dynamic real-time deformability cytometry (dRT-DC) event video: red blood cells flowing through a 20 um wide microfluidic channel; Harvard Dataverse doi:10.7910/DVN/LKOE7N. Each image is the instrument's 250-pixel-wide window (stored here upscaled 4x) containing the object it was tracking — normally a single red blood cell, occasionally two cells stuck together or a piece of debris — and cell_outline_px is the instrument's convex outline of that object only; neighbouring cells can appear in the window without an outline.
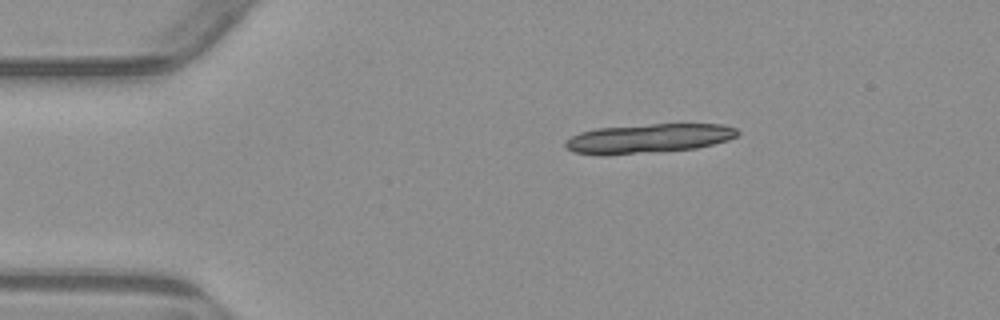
{"species": "common noctule bat (a hibernating species)", "species_latin": "Nyctalus noctula", "temperature_condition": "warm", "stored_images_in_passage": 3, "camera_frame_rate_fps": 3000, "um_per_image_px": 0.085, "animal": {"sex": "male", "body_mass_g": 23.1, "forearm_length_mm": 52.7}, "frame": {"image": 1, "passage_image": 1, "time_ms": 0.0, "image_size_px": [1000, 320], "cell_outline_px": [[740, 132], [736, 136], [728, 140], [696, 148], [604, 156], [600, 156], [572, 152], [564, 144], [564, 140], [580, 132], [596, 128], [652, 124], [724, 124], [736, 128]], "centroid_in_image_um": [55.08, 11.77], "position_along_channel_um": 29.9, "area_um2": 29.48}}